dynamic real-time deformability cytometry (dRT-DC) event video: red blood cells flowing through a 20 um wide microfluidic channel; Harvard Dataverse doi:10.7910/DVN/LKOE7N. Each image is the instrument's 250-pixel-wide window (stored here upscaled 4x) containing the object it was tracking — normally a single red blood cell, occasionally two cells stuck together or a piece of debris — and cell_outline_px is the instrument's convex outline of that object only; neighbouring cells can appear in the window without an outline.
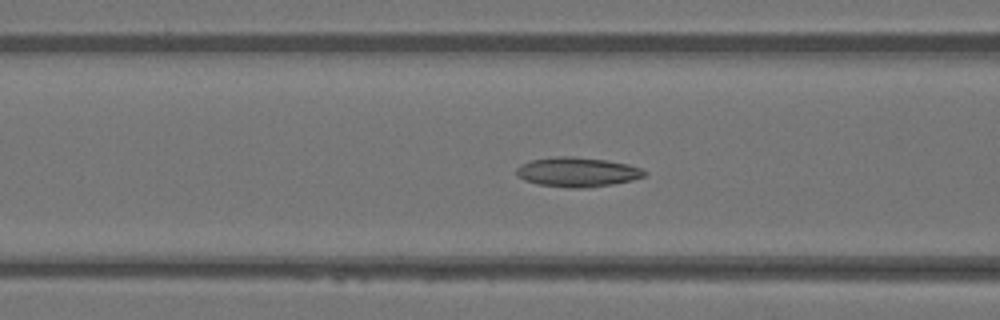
{"species": "Egyptian fruit bat (a non-hibernating species)", "species_latin": "Rousettus aegyptiacus", "temperature_condition": "warm", "stored_images_in_passage": 49, "camera_frame_rate_fps": 3000, "um_per_image_px": 0.085, "animal": {"sex": "female"}, "frame": {"image": 1, "passage_image": 19, "time_ms": 6.0, "image_size_px": [1000, 320], "cell_outline_px": [[648, 172], [644, 176], [632, 180], [612, 184], [588, 188], [568, 188], [536, 184], [524, 180], [516, 176], [516, 168], [520, 164], [532, 160], [556, 156], [572, 156], [604, 160], [628, 164], [640, 168]], "centroid_in_image_um": [49.03, 14.63], "position_along_channel_um": 117.6, "area_um2": 22.14}}
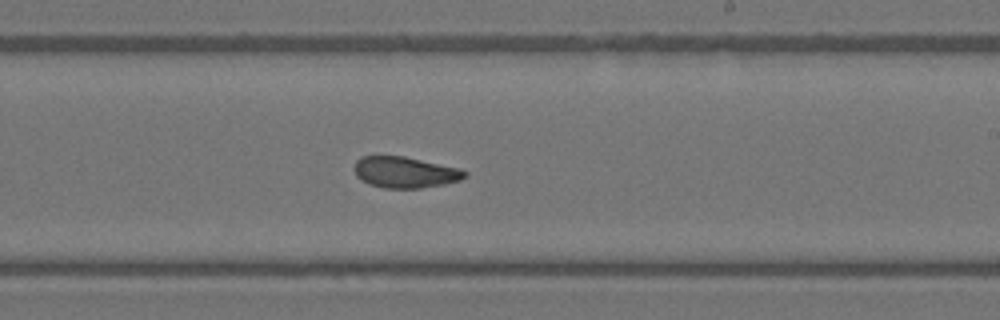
{"frame": {"image": 2, "passage_image": 29, "time_ms": 9.333, "image_size_px": [1000, 320], "cell_outline_px": [[468, 176], [460, 180], [444, 184], [420, 188], [384, 188], [368, 184], [360, 180], [356, 176], [352, 168], [356, 160], [360, 156], [404, 156], [460, 168], [468, 172]], "centroid_in_image_um": [34.4, 14.64], "position_along_channel_um": 254.6, "area_um2": 20.35}}
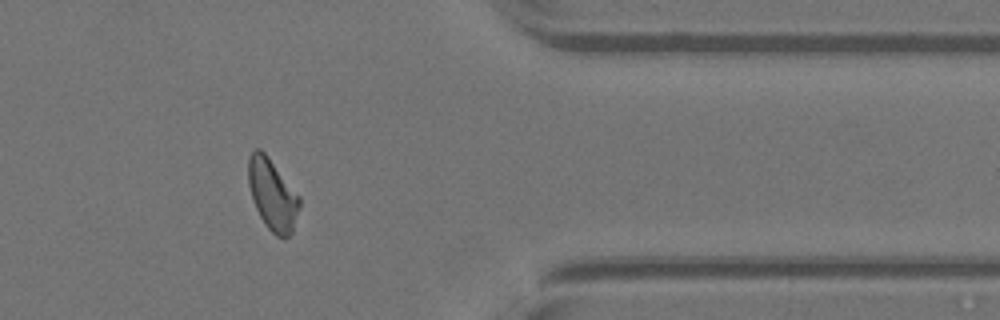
{"frame": {"image": 3, "passage_image": 40, "time_ms": 13.0, "image_size_px": [1000, 320], "cell_outline_px": [[300, 208], [292, 232], [288, 236], [276, 236], [264, 224], [252, 200], [248, 184], [248, 156], [256, 148], [260, 148], [268, 156], [300, 196]], "centroid_in_image_um": [23.15, 16.52], "position_along_channel_um": 388.3, "area_um2": 21.27}, "authors_computed_cell_mechanics": {"area_um2": 21.2704, "velocity_mm_per_s": 4.1179, "shape_relaxation_time_tau1_ms": null, "shape_relaxation_time_tau2_ms": 2.153, "deformation_change_tau1": null, "deformation_change_tau2": 0.0861}}